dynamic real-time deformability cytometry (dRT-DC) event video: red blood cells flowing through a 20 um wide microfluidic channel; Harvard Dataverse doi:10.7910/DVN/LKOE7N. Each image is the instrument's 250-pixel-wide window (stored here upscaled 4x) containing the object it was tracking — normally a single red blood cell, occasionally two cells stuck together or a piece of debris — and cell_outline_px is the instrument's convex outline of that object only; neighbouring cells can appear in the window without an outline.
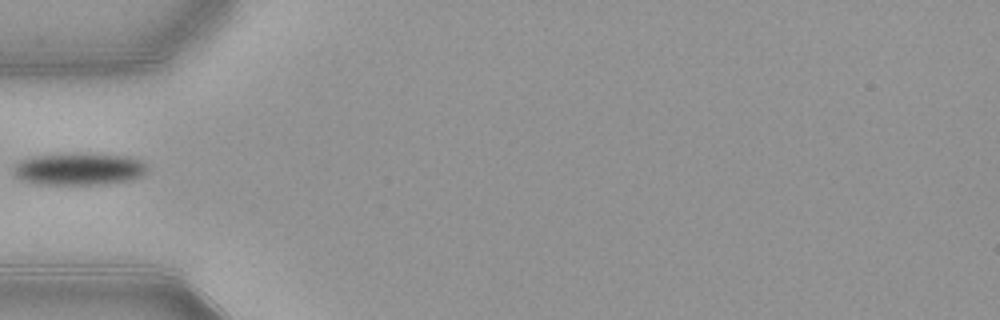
{"species": "common noctule bat (a hibernating species)", "species_latin": "Nyctalus noctula", "temperature_condition": "warm", "stored_images_in_passage": 8, "camera_frame_rate_fps": 3000, "um_per_image_px": 0.085, "animal": {"sex": "female", "body_mass_g": 21.9}, "frame": {"image": 1, "passage_image": 1, "time_ms": 0.0, "image_size_px": [1000, 320], "cell_outline_px": [[144, 172], [140, 176], [128, 180], [104, 184], [36, 184], [24, 180], [16, 176], [12, 172], [12, 168], [20, 160], [36, 156], [80, 152], [132, 156], [140, 160], [144, 164]], "centroid_in_image_um": [6.68, 14.34], "position_along_channel_um": 78.3, "area_um2": 25.14}}